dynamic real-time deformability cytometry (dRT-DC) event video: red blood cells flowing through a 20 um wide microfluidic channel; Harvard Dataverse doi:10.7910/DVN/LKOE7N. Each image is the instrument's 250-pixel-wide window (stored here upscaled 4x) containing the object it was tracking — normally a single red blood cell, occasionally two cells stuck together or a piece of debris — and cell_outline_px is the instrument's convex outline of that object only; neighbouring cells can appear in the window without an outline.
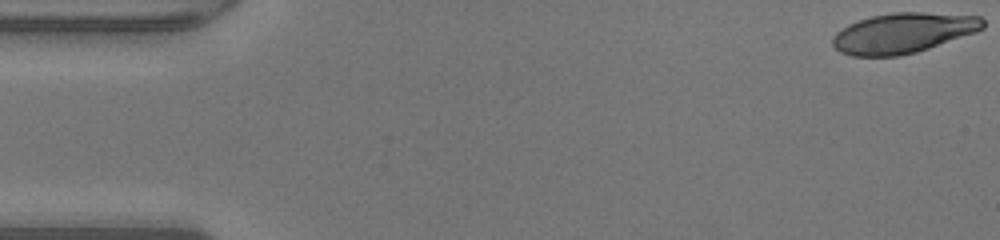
{"species": "human", "species_latin": "Homo sapiens", "temperature_condition": "warm", "stored_images_in_passage": 48, "camera_frame_rate_fps": 3000, "um_per_image_px": 0.085, "donor": {"sex": "male"}, "frame": {"image": 1, "passage_image": 1, "time_ms": 0.0, "image_size_px": [1000, 240], "cell_outline_px": [[984, 28], [976, 32], [916, 52], [900, 56], [852, 56], [840, 52], [832, 44], [832, 36], [836, 32], [848, 24], [872, 16], [892, 12], [924, 12], [980, 16], [984, 20]], "centroid_in_image_um": [76.75, 2.8], "position_along_channel_um": 8.2, "area_um2": 35.2}}
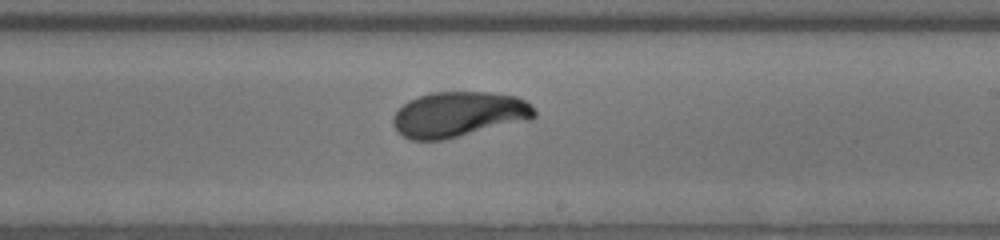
{"frame": {"image": 2, "passage_image": 28, "time_ms": 9.0, "image_size_px": [1000, 240], "cell_outline_px": [[536, 116], [532, 120], [444, 140], [412, 140], [404, 136], [392, 124], [392, 116], [408, 100], [416, 96], [432, 92], [492, 92], [516, 96], [532, 104], [536, 112]], "centroid_in_image_um": [39.03, 9.72], "position_along_channel_um": 250.0, "area_um2": 37.8}}
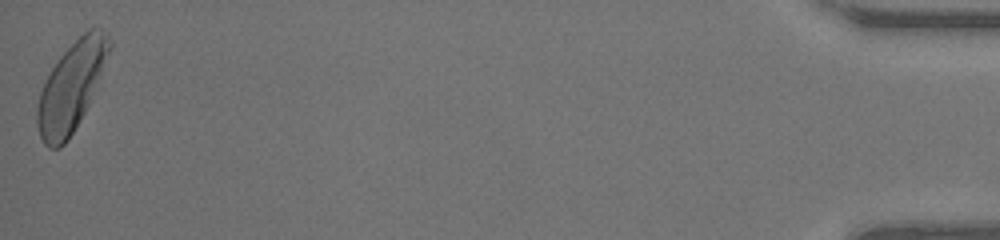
{"frame": {"image": 3, "passage_image": 48, "time_ms": 15.667, "image_size_px": [1000, 240], "cell_outline_px": [[112, 48], [88, 104], [84, 112], [68, 140], [60, 148], [48, 148], [44, 144], [40, 136], [36, 124], [36, 108], [40, 92], [52, 68], [60, 56], [88, 28], [100, 28], [108, 32], [112, 44]], "centroid_in_image_um": [6.06, 7.37], "position_along_channel_um": 429.1, "area_um2": 36.88}, "authors_computed_cell_mechanics": {"area_um2": 36.2984, "velocity_mm_per_s": 4.2831, "shape_relaxation_time_tau1_ms": 2.5689, "shape_relaxation_time_tau2_ms": null, "deformation_change_tau1": 0.1601, "deformation_change_tau2": null}}